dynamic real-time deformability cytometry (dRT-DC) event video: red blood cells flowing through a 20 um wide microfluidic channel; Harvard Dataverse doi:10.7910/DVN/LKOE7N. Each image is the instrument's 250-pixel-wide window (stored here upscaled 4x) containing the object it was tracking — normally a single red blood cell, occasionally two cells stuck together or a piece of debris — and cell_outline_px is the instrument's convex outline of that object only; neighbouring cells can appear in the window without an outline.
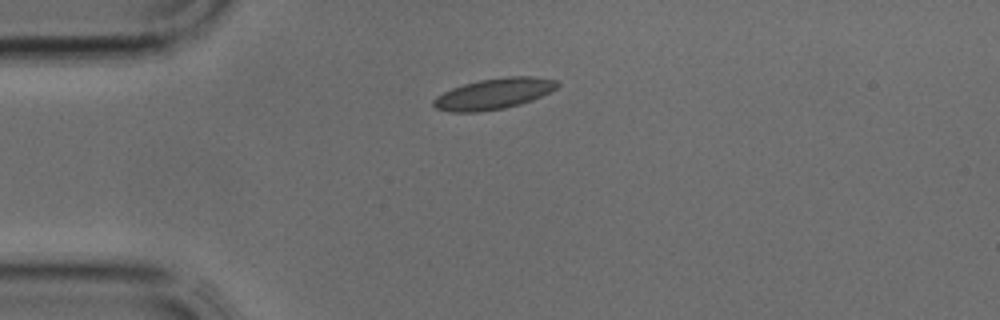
{"species": "common noctule bat (a hibernating species)", "species_latin": "Nyctalus noctula", "temperature_condition": "cold", "stored_images_in_passage": 30, "camera_frame_rate_fps": 3000, "um_per_image_px": 0.085, "animal": {"sex": "male", "body_mass_g": 17.9, "forearm_length_mm": 54.2}, "frame": {"image": 1, "passage_image": 1, "time_ms": 0.0, "image_size_px": [1000, 320], "cell_outline_px": [[560, 84], [556, 88], [532, 100], [520, 104], [504, 108], [476, 112], [448, 112], [436, 108], [432, 104], [432, 100], [436, 96], [452, 88], [464, 84], [480, 80], [508, 76], [532, 76], [556, 80]], "centroid_in_image_um": [41.94, 7.97], "position_along_channel_um": 43.1, "area_um2": 22.14}}
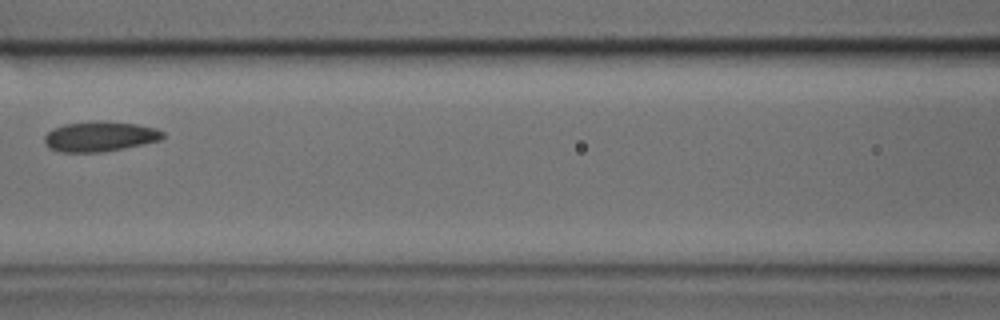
{"frame": {"image": 2, "passage_image": 9, "time_ms": 2.667, "image_size_px": [1000, 320], "cell_outline_px": [[164, 136], [160, 140], [144, 144], [124, 148], [100, 152], [60, 152], [48, 148], [44, 140], [44, 136], [52, 128], [64, 124], [104, 120], [136, 124], [156, 128], [164, 132]], "centroid_in_image_um": [8.48, 11.59], "position_along_channel_um": 158.1, "area_um2": 20.87}}
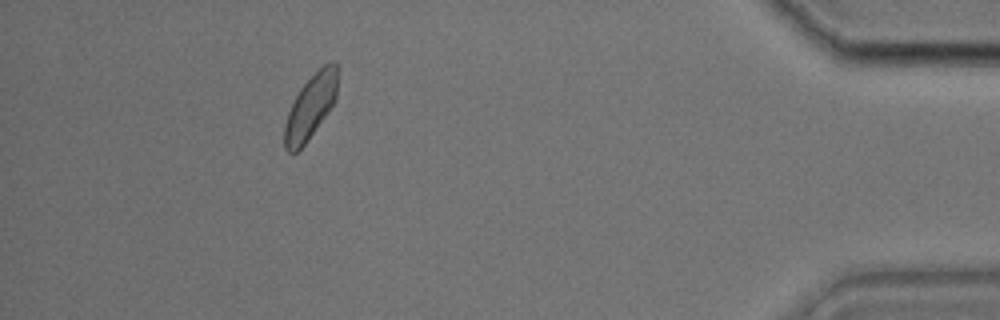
{"frame": {"image": 3, "passage_image": 27, "time_ms": 8.667, "image_size_px": [1000, 320], "cell_outline_px": [[336, 100], [328, 112], [308, 140], [296, 152], [288, 152], [284, 148], [284, 128], [288, 112], [300, 88], [324, 64], [332, 60], [336, 64]], "centroid_in_image_um": [26.38, 9.1], "position_along_channel_um": 408.8, "area_um2": 19.42}}